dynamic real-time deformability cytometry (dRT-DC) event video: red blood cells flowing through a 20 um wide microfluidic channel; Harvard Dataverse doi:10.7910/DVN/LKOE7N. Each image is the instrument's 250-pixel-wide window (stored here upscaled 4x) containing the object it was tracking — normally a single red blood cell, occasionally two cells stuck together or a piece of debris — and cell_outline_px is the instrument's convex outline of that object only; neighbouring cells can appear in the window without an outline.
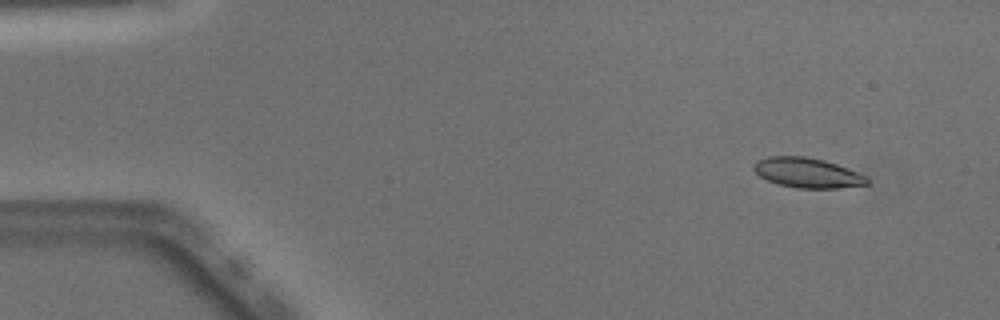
{"species": "Egyptian fruit bat (a non-hibernating species)", "species_latin": "Rousettus aegyptiacus", "temperature_condition": "warm", "stored_images_in_passage": 46, "camera_frame_rate_fps": 3000, "um_per_image_px": 0.085, "animal": {"sex": "male"}, "frame": {"image": 1, "passage_image": 1, "time_ms": 0.0, "image_size_px": [1000, 320], "cell_outline_px": [[868, 184], [836, 188], [796, 188], [776, 184], [760, 176], [752, 168], [752, 164], [756, 160], [768, 156], [804, 156], [824, 160], [836, 164], [868, 176]], "centroid_in_image_um": [68.59, 14.68], "position_along_channel_um": 16.4, "area_um2": 19.83}}
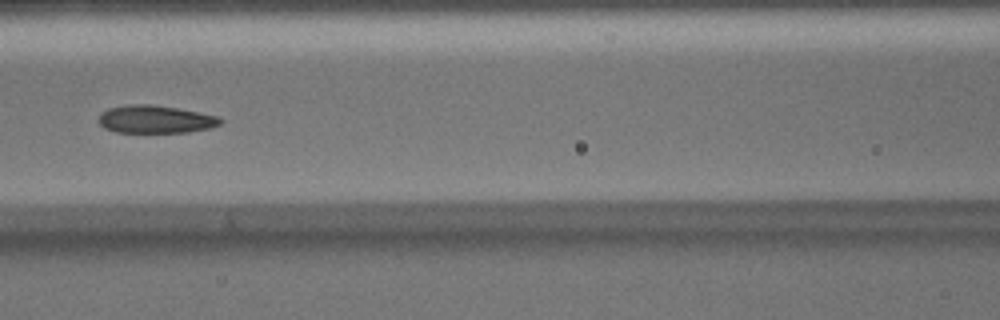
{"frame": {"image": 2, "passage_image": 19, "time_ms": 6.0, "image_size_px": [1000, 320], "cell_outline_px": [[224, 120], [220, 124], [208, 128], [188, 132], [116, 132], [104, 128], [100, 124], [100, 112], [108, 108], [128, 104], [152, 104], [176, 108], [220, 116]], "centroid_in_image_um": [13.21, 10.13], "position_along_channel_um": 153.4, "area_um2": 19.71}}
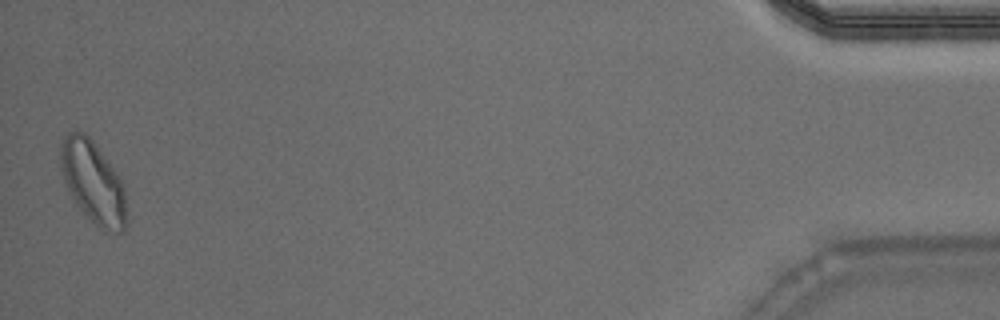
{"frame": {"image": 3, "passage_image": 46, "time_ms": 15.0, "image_size_px": [1000, 320], "cell_outline_px": [[128, 220], [124, 232], [104, 232], [76, 204], [64, 180], [60, 168], [60, 144], [64, 136], [68, 132], [84, 132], [92, 140], [116, 172], [120, 180], [124, 192]], "centroid_in_image_um": [7.91, 15.51], "position_along_channel_um": 427.3, "area_um2": 31.33}, "authors_computed_cell_mechanics": {"area_um2": 20.4901, "velocity_mm_per_s": 4.0279, "shape_relaxation_time_tau1_ms": null, "shape_relaxation_time_tau2_ms": 2.0715, "deformation_change_tau1": null, "deformation_change_tau2": 0.0874}}